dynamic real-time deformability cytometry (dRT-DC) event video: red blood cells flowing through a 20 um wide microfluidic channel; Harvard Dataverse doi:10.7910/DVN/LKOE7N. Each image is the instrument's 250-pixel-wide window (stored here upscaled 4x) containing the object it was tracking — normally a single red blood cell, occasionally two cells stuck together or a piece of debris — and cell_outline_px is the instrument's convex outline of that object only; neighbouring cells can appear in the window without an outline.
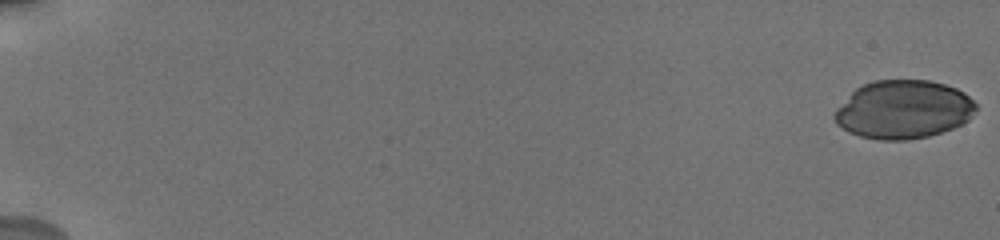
{"species": "human", "species_latin": "Homo sapiens", "temperature_condition": "cold", "stored_images_in_passage": 21, "camera_frame_rate_fps": 3000, "um_per_image_px": 0.085, "donor": {"sex": "male"}, "frame": {"image": 1, "passage_image": 1, "time_ms": 0.0, "image_size_px": [1000, 240], "cell_outline_px": [[976, 112], [968, 120], [952, 128], [928, 136], [908, 140], [880, 140], [860, 136], [848, 132], [836, 124], [832, 116], [836, 108], [856, 88], [872, 80], [928, 80], [944, 84], [956, 88], [964, 92], [976, 104]], "centroid_in_image_um": [76.76, 9.31], "position_along_channel_um": 8.2, "area_um2": 48.21}}
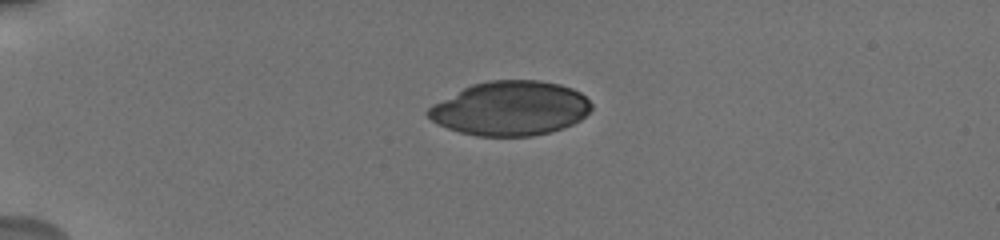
{"frame": {"image": 2, "passage_image": 14, "time_ms": 5.0, "image_size_px": [1000, 240], "cell_outline_px": [[592, 108], [580, 120], [564, 128], [532, 136], [476, 136], [460, 132], [448, 128], [432, 120], [424, 112], [432, 104], [472, 84], [488, 80], [540, 80], [560, 84], [572, 88], [580, 92], [592, 104]], "centroid_in_image_um": [43.38, 9.21], "position_along_channel_um": 41.6, "area_um2": 51.62}}